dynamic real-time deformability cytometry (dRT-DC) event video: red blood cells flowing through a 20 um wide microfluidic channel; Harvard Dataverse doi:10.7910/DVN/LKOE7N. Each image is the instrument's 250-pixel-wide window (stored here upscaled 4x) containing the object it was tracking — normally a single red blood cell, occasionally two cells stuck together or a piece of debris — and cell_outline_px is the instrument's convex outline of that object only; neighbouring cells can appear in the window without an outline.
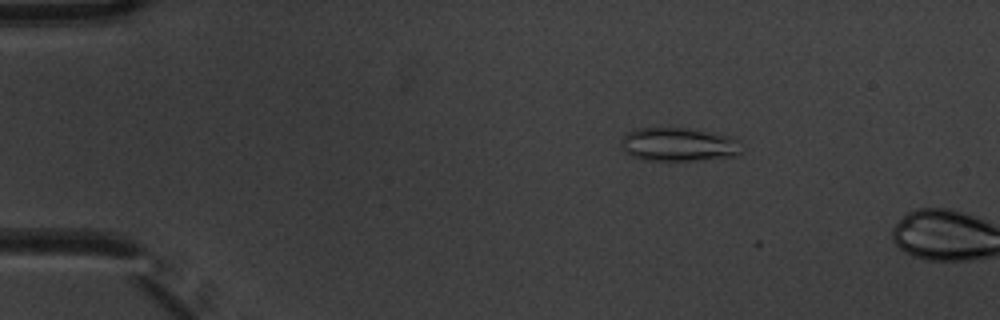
{"species": "common noctule bat (a hibernating species)", "species_latin": "Nyctalus noctula", "temperature_condition": "warm", "stored_images_in_passage": 4, "camera_frame_rate_fps": 3000, "um_per_image_px": 0.085, "animal": {"sex": "male", "body_mass_g": 20.1, "forearm_length_mm": 53.5}, "frame": {"image": 1, "passage_image": 3, "time_ms": 0.667, "image_size_px": [1000, 320], "cell_outline_px": [[740, 152], [736, 156], [692, 160], [644, 160], [632, 156], [624, 152], [620, 144], [624, 136], [628, 132], [636, 128], [688, 128], [732, 136], [740, 140]], "centroid_in_image_um": [57.67, 12.27], "position_along_channel_um": 27.3, "area_um2": 23.58}}